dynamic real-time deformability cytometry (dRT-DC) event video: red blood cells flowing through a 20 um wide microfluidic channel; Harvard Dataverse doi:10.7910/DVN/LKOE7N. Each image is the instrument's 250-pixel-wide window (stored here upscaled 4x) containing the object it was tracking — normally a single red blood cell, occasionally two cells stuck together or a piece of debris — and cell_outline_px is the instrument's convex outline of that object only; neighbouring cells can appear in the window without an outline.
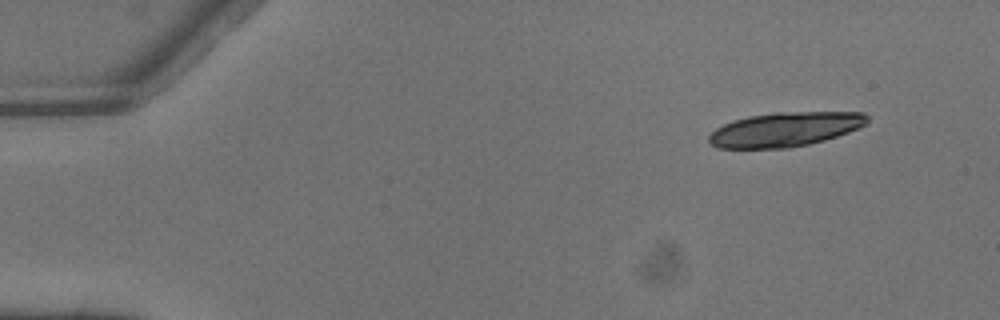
{"species": "common noctule bat (a hibernating species)", "species_latin": "Nyctalus noctula", "temperature_condition": "warm", "stored_images_in_passage": 4, "camera_frame_rate_fps": 3000, "um_per_image_px": 0.085, "animal": {"sex": "male", "body_mass_g": 13.3}, "frame": {"image": 1, "passage_image": 1, "time_ms": 0.0, "image_size_px": [1000, 320], "cell_outline_px": [[868, 124], [860, 128], [824, 140], [808, 144], [788, 148], [716, 148], [708, 144], [708, 136], [716, 128], [724, 124], [748, 116], [776, 112], [864, 112], [868, 116]], "centroid_in_image_um": [66.73, 11.0], "position_along_channel_um": 18.3, "area_um2": 31.79}}